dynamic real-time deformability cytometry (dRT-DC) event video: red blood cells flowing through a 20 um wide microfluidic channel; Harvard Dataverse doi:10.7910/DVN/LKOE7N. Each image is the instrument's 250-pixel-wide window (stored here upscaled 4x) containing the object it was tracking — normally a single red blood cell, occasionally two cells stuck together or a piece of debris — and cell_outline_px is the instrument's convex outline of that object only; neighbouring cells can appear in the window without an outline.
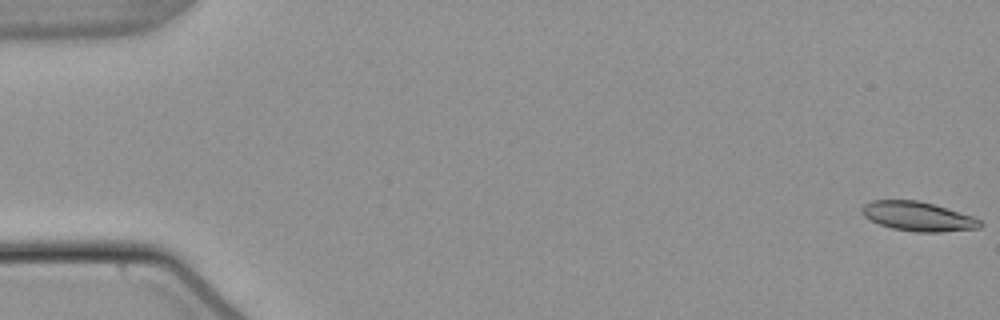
{"species": "common noctule bat (a hibernating species)", "species_latin": "Nyctalus noctula", "temperature_condition": "warm", "stored_images_in_passage": 55, "camera_frame_rate_fps": 3000, "um_per_image_px": 0.085, "animal": {"sex": "male", "body_mass_g": 21.5, "forearm_length_mm": 52.0}, "frame": {"image": 1, "passage_image": 1, "time_ms": 0.0, "image_size_px": [1000, 320], "cell_outline_px": [[984, 224], [980, 228], [940, 232], [916, 232], [892, 228], [880, 224], [864, 216], [860, 212], [860, 208], [864, 204], [872, 200], [916, 200], [932, 204], [972, 216], [980, 220]], "centroid_in_image_um": [78.01, 18.39], "position_along_channel_um": 7.0, "area_um2": 20.06}}
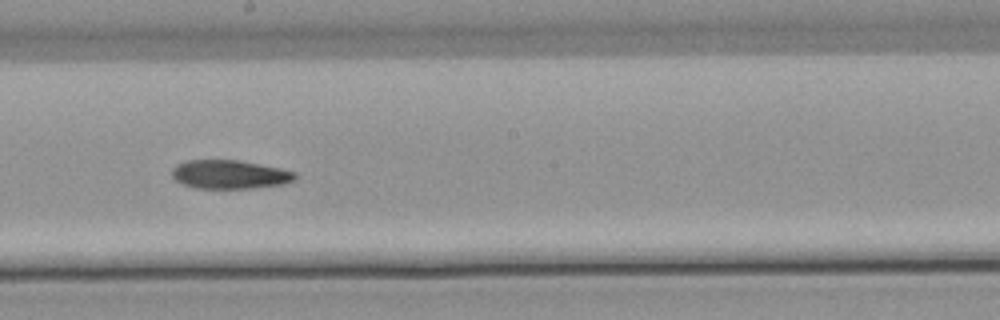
{"frame": {"image": 2, "passage_image": 31, "time_ms": 10.0, "image_size_px": [1000, 320], "cell_outline_px": [[296, 180], [284, 184], [252, 188], [196, 188], [180, 184], [172, 176], [172, 168], [176, 164], [184, 160], [236, 160], [260, 164], [280, 168], [296, 172]], "centroid_in_image_um": [19.51, 14.83], "position_along_channel_um": 228.7, "area_um2": 20.75}}
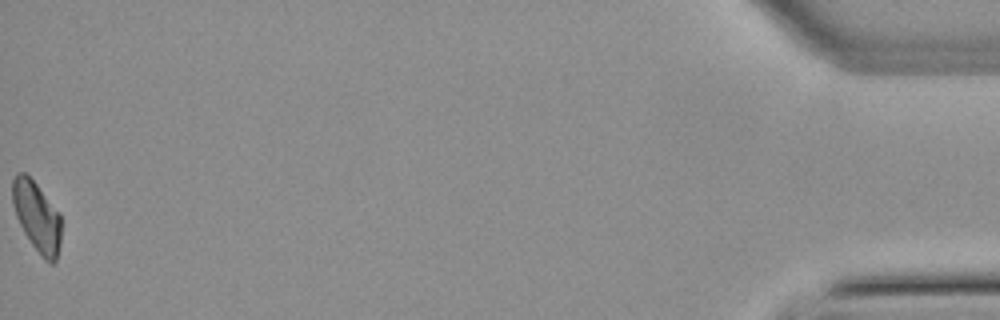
{"frame": {"image": 3, "passage_image": 55, "time_ms": 18.0, "image_size_px": [1000, 320], "cell_outline_px": [[60, 244], [56, 260], [52, 264], [44, 260], [32, 244], [24, 232], [16, 216], [12, 204], [12, 180], [16, 172], [24, 172], [36, 184], [60, 212]], "centroid_in_image_um": [3.12, 18.4], "position_along_channel_um": 432.1, "area_um2": 19.83}, "authors_computed_cell_mechanics": {"area_um2": 20.808, "velocity_mm_per_s": 3.8102, "shape_relaxation_time_tau1_ms": 9.8011, "shape_relaxation_time_tau2_ms": 6.8902, "deformation_change_tau1": 0.2212, "deformation_change_tau2": 0.1472}}